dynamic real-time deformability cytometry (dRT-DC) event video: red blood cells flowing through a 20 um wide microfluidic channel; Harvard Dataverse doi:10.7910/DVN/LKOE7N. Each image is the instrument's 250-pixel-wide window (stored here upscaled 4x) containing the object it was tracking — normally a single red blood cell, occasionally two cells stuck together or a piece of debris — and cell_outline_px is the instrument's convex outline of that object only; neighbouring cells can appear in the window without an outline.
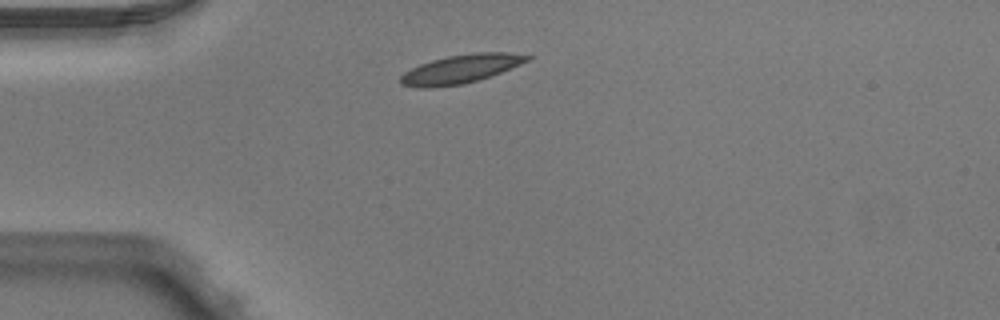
{"species": "Egyptian fruit bat (a non-hibernating species)", "species_latin": "Rousettus aegyptiacus", "temperature_condition": "warm", "stored_images_in_passage": 1, "camera_frame_rate_fps": 3000, "um_per_image_px": 0.085, "animal": {"sex": "male"}, "frame": {"image": 1, "passage_image": 1, "time_ms": 0.0, "image_size_px": [1000, 320], "cell_outline_px": [[532, 56], [528, 60], [520, 64], [500, 72], [464, 84], [428, 88], [420, 88], [400, 84], [400, 76], [404, 72], [420, 64], [432, 60], [448, 56], [476, 52], [508, 52]], "centroid_in_image_um": [39.12, 5.86], "position_along_channel_um": 45.9, "area_um2": 20.87}}